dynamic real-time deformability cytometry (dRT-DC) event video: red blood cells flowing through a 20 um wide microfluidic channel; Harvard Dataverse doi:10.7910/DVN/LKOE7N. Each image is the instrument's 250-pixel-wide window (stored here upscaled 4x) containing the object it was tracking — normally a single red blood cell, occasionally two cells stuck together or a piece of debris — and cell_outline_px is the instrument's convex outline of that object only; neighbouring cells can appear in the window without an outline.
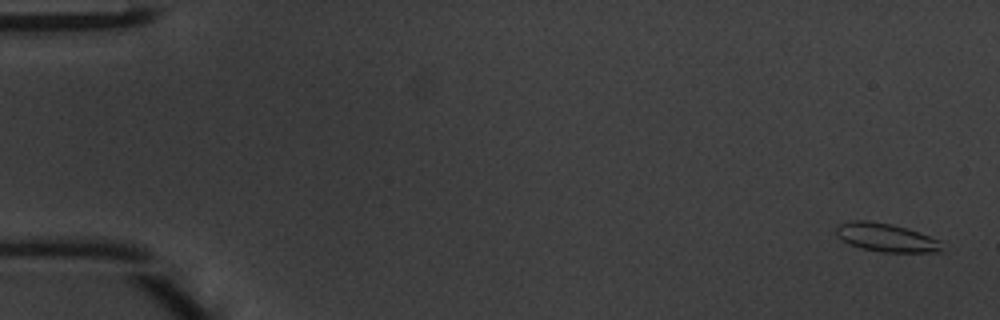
{"species": "common noctule bat (a hibernating species)", "species_latin": "Nyctalus noctula", "temperature_condition": "warm", "stored_images_in_passage": 13, "camera_frame_rate_fps": 3000, "um_per_image_px": 0.085, "animal": {"sex": "male", "body_mass_g": 20.1, "forearm_length_mm": 53.5}, "frame": {"image": 1, "passage_image": 1, "time_ms": 0.0, "image_size_px": [1000, 320], "cell_outline_px": [[944, 252], [880, 252], [860, 248], [848, 244], [836, 232], [836, 228], [840, 224], [852, 220], [868, 220], [892, 224], [908, 228], [940, 240]], "centroid_in_image_um": [75.36, 20.19], "position_along_channel_um": 9.6, "area_um2": 17.57}}